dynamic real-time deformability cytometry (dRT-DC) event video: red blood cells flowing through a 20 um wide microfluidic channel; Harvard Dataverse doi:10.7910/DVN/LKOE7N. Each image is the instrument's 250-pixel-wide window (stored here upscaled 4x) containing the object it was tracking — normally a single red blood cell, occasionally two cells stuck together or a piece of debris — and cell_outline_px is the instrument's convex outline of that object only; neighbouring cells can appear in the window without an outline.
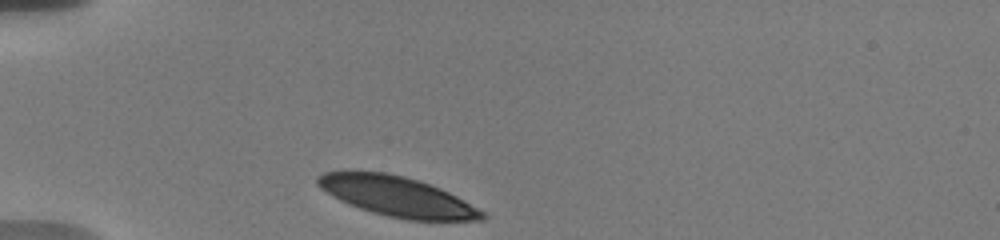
{"species": "human", "species_latin": "Homo sapiens", "temperature_condition": "warm", "stored_images_in_passage": 34, "camera_frame_rate_fps": 3000, "um_per_image_px": 0.085, "donor": {"sex": "male"}, "frame": {"image": 1, "passage_image": 1, "time_ms": 0.0, "image_size_px": [1000, 240], "cell_outline_px": [[488, 216], [484, 220], [408, 220], [388, 216], [372, 212], [348, 204], [332, 196], [320, 188], [316, 184], [316, 176], [324, 172], [348, 168], [352, 168], [384, 172], [404, 176], [440, 188], [456, 196], [484, 212]], "centroid_in_image_um": [33.65, 16.65], "position_along_channel_um": 51.4, "area_um2": 38.73}}
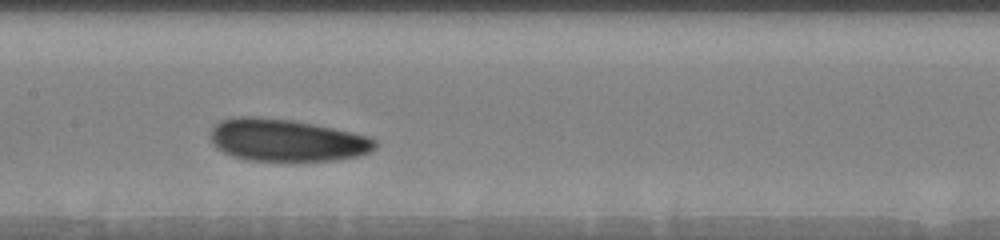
{"frame": {"image": 2, "passage_image": 14, "time_ms": 4.333, "image_size_px": [1000, 240], "cell_outline_px": [[376, 148], [360, 156], [332, 160], [292, 164], [248, 160], [232, 156], [216, 148], [212, 144], [212, 128], [220, 120], [236, 116], [256, 116], [292, 120], [332, 128], [368, 136], [376, 140]], "centroid_in_image_um": [24.35, 11.96], "position_along_channel_um": 183.1, "area_um2": 41.5}}
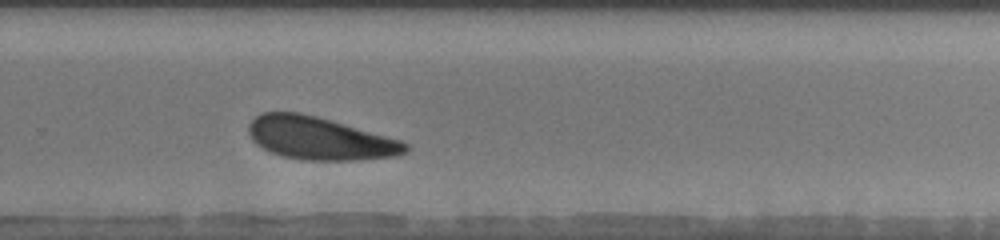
{"frame": {"image": 3, "passage_image": 24, "time_ms": 7.667, "image_size_px": [1000, 240], "cell_outline_px": [[408, 152], [396, 156], [360, 160], [300, 160], [280, 156], [256, 144], [252, 140], [248, 132], [248, 124], [260, 112], [300, 112], [332, 120], [400, 140], [408, 144]], "centroid_in_image_um": [27.16, 11.76], "position_along_channel_um": 302.6, "area_um2": 39.19}, "authors_computed_cell_mechanics": {"area_um2": 39.593, "velocity_mm_per_s": 3.6012, "shape_relaxation_time_tau1_ms": 1.7935, "shape_relaxation_time_tau2_ms": 9.5203, "deformation_change_tau1": 0.0834, "deformation_change_tau2": 0.1685}}